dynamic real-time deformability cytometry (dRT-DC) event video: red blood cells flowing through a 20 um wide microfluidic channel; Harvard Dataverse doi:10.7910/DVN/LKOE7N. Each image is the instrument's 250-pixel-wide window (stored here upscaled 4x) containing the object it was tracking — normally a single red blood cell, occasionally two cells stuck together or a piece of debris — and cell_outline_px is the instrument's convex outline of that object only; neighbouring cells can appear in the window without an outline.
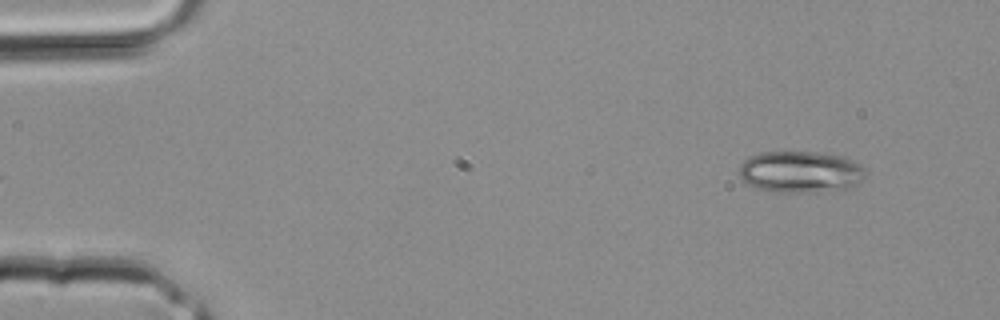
{"species": "common noctule bat (a hibernating species)", "species_latin": "Nyctalus noctula", "temperature_condition": "room temperature", "stored_images_in_passage": 3, "camera_frame_rate_fps": 3000, "um_per_image_px": 0.085, "animal": {"sex": "male", "body_mass_g": 20.4}, "frame": {"image": 1, "passage_image": 1, "time_ms": 0.0, "image_size_px": [1000, 320], "cell_outline_px": [[864, 176], [848, 188], [796, 192], [784, 192], [760, 188], [748, 184], [740, 176], [740, 164], [748, 156], [760, 152], [816, 152], [844, 156], [860, 164], [864, 168]], "centroid_in_image_um": [68.01, 14.57], "position_along_channel_um": 17.0, "area_um2": 30.0}}
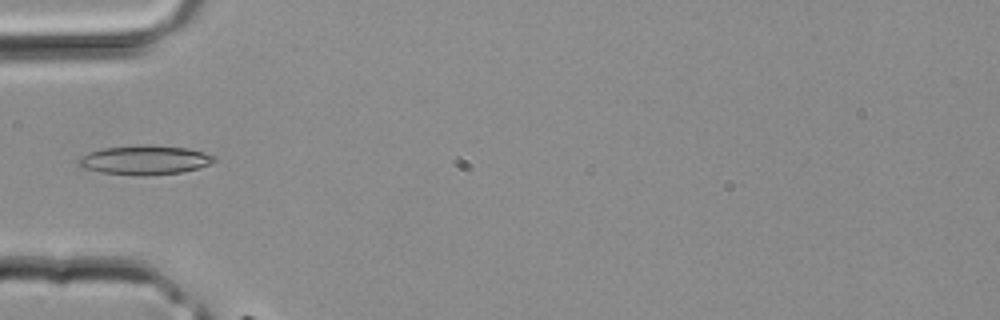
{"frame": {"image": 2, "passage_image": 3, "time_ms": 0.667, "image_size_px": [1000, 320], "cell_outline_px": [[216, 160], [208, 164], [196, 168], [180, 172], [144, 176], [140, 176], [100, 172], [80, 168], [76, 164], [76, 160], [80, 156], [88, 152], [104, 148], [148, 144], [188, 148], [216, 156]], "centroid_in_image_um": [12.23, 13.6], "position_along_channel_um": 72.8, "area_um2": 23.24}}